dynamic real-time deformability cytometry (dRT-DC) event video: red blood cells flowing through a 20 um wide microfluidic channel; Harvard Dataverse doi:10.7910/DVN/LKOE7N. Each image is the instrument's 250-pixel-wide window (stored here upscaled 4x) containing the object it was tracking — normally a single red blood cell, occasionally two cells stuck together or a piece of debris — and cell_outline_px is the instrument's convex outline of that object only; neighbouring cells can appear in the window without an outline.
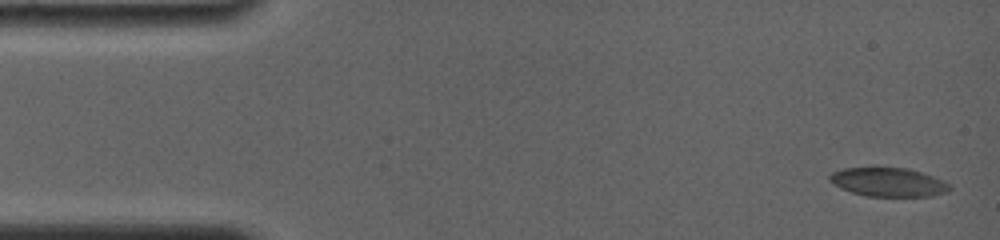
{"species": "common noctule bat (a hibernating species)", "species_latin": "Nyctalus noctula", "temperature_condition": "room temperature", "stored_images_in_passage": 5, "camera_frame_rate_fps": 4000, "um_per_image_px": 0.085, "animal": {"sex": "female", "body_mass_g": 19.0, "forearm_length_mm": 56.7}, "frame": {"image": 1, "passage_image": 1, "time_ms": 0.0, "image_size_px": [1000, 240], "cell_outline_px": [[952, 188], [948, 192], [932, 196], [864, 196], [840, 188], [828, 180], [828, 176], [832, 172], [844, 168], [872, 164], [908, 168], [944, 180]], "centroid_in_image_um": [75.45, 15.43], "position_along_channel_um": 9.5, "area_um2": 21.04}}
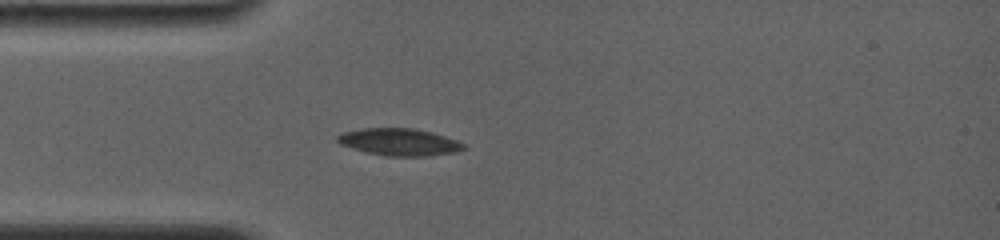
{"frame": {"image": 2, "passage_image": 5, "time_ms": 4.0, "image_size_px": [1000, 240], "cell_outline_px": [[468, 144], [464, 148], [456, 152], [424, 156], [388, 156], [364, 152], [340, 144], [336, 140], [336, 136], [340, 132], [364, 128], [412, 128], [432, 132]], "centroid_in_image_um": [33.91, 12.07], "position_along_channel_um": 51.1, "area_um2": 20.06}}